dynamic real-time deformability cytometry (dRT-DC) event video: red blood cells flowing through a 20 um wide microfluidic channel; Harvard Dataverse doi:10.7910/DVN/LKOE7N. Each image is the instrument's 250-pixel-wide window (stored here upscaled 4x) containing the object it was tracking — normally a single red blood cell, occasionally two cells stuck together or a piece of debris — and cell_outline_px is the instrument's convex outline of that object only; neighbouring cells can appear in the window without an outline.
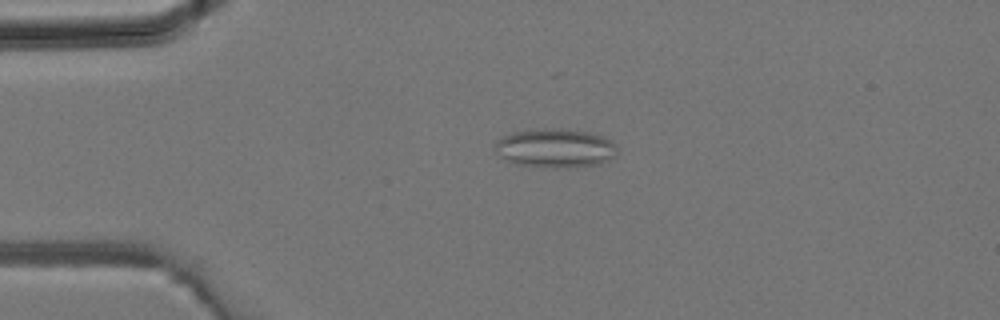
{"species": "common noctule bat (a hibernating species)", "species_latin": "Nyctalus noctula", "temperature_condition": "room temperature", "stored_images_in_passage": 3, "camera_frame_rate_fps": 3000, "um_per_image_px": 0.085, "animal": {"sex": "male", "body_mass_g": 19.2, "forearm_length_mm": 51.8}, "frame": {"image": 1, "passage_image": 2, "time_ms": 0.333, "image_size_px": [1000, 320], "cell_outline_px": [[616, 156], [600, 164], [568, 168], [544, 168], [516, 164], [500, 156], [492, 148], [492, 144], [496, 140], [512, 132], [544, 128], [564, 128], [588, 132], [604, 136], [612, 140], [616, 144]], "centroid_in_image_um": [47.19, 12.59], "position_along_channel_um": 37.8, "area_um2": 28.38}}